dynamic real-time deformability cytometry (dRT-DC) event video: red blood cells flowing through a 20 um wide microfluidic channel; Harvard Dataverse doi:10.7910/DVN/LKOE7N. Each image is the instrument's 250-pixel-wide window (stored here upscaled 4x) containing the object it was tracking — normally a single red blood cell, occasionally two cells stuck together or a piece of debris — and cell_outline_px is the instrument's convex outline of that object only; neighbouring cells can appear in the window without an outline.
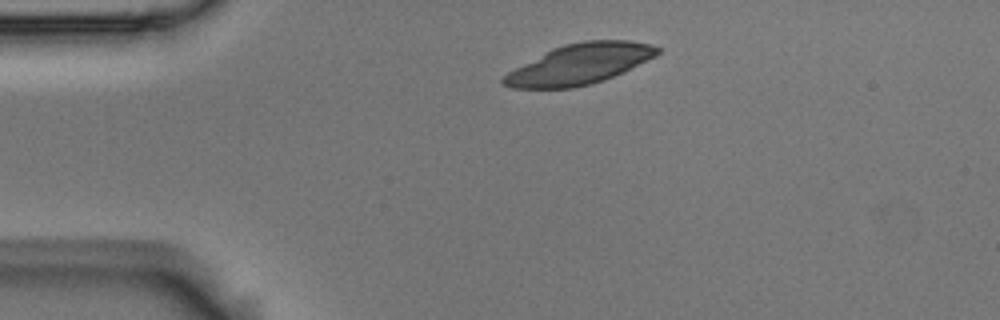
{"species": "Egyptian fruit bat (a non-hibernating species)", "species_latin": "Rousettus aegyptiacus", "temperature_condition": "room temperature", "stored_images_in_passage": 5, "camera_frame_rate_fps": 3000, "um_per_image_px": 0.085, "animal": {"sex": "male"}, "frame": {"image": 1, "passage_image": 1, "time_ms": 0.0, "image_size_px": [1000, 320], "cell_outline_px": [[660, 52], [656, 56], [624, 72], [604, 80], [592, 84], [572, 88], [512, 88], [504, 84], [500, 80], [508, 72], [552, 48], [564, 44], [584, 40], [628, 40], [652, 44], [660, 48]], "centroid_in_image_um": [49.3, 5.44], "position_along_channel_um": 35.7, "area_um2": 36.18}}